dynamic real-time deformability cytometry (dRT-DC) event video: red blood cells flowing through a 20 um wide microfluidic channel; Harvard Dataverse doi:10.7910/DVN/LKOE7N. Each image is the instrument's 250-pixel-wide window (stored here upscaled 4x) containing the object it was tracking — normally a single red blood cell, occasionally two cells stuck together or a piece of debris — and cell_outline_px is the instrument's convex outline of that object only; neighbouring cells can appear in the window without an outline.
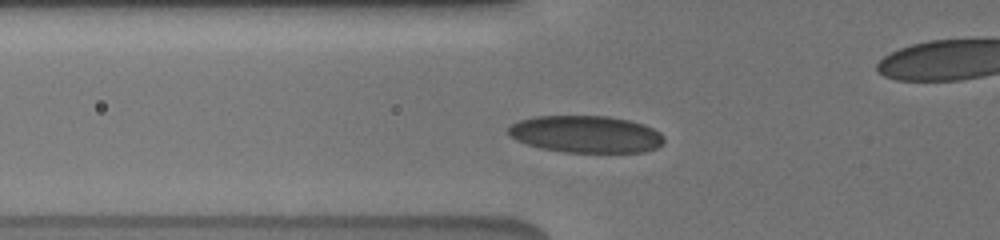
{"species": "human", "species_latin": "Homo sapiens", "temperature_condition": "cold", "stored_images_in_passage": 27, "segment_of_instrument_passage": [1, 2], "camera_frame_rate_fps": 3000, "um_per_image_px": 0.085, "donor": {"sex": "male"}, "frame": {"image": 1, "passage_image": 11, "time_ms": 3.0, "image_size_px": [1000, 240], "cell_outline_px": [[664, 144], [656, 148], [644, 152], [564, 152], [540, 148], [516, 140], [508, 132], [508, 128], [512, 124], [520, 120], [536, 116], [608, 116], [628, 120], [644, 124], [660, 132], [664, 136]], "centroid_in_image_um": [49.84, 11.41], "position_along_channel_um": 76.0, "area_um2": 33.64}}
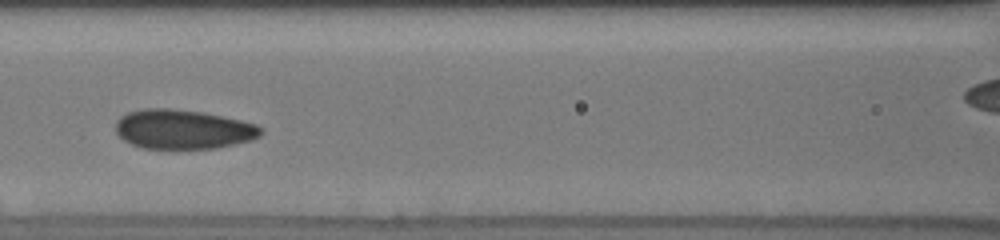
{"frame": {"image": 2, "passage_image": 18, "time_ms": 5.0, "image_size_px": [1000, 240], "cell_outline_px": [[264, 132], [260, 136], [252, 140], [216, 148], [144, 148], [132, 144], [124, 140], [116, 132], [116, 120], [120, 116], [128, 112], [144, 108], [168, 108], [200, 112], [240, 120], [256, 124], [264, 128]], "centroid_in_image_um": [15.57, 10.99], "position_along_channel_um": 151.0, "area_um2": 33.23}}
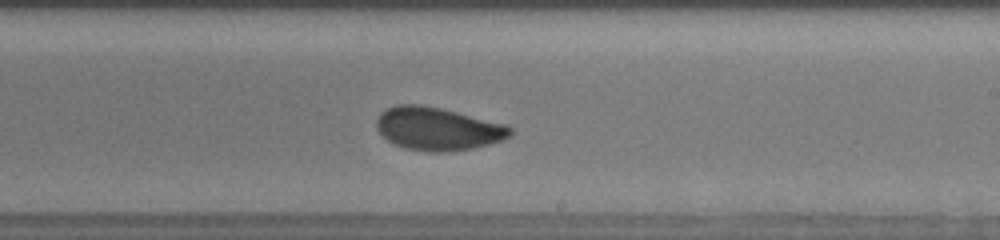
{"frame": {"image": 3, "passage_image": 24, "time_ms": 7.667, "image_size_px": [1000, 240], "cell_outline_px": [[512, 136], [504, 140], [472, 148], [444, 152], [432, 152], [404, 148], [392, 144], [376, 128], [376, 120], [380, 112], [396, 104], [420, 104], [440, 108], [508, 124], [512, 128]], "centroid_in_image_um": [37.22, 10.94], "position_along_channel_um": 251.8, "area_um2": 33.7}}